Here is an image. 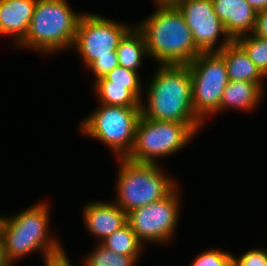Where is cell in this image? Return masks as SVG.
<instances>
[{
  "instance_id": "cell-1",
  "label": "cell",
  "mask_w": 267,
  "mask_h": 266,
  "mask_svg": "<svg viewBox=\"0 0 267 266\" xmlns=\"http://www.w3.org/2000/svg\"><path fill=\"white\" fill-rule=\"evenodd\" d=\"M146 86L147 103L141 115L147 119L189 124L196 132L203 122L195 115L188 65H158Z\"/></svg>"
},
{
  "instance_id": "cell-2",
  "label": "cell",
  "mask_w": 267,
  "mask_h": 266,
  "mask_svg": "<svg viewBox=\"0 0 267 266\" xmlns=\"http://www.w3.org/2000/svg\"><path fill=\"white\" fill-rule=\"evenodd\" d=\"M157 10L136 27L143 34L148 56L159 65H188L201 52L192 32L173 3H156Z\"/></svg>"
},
{
  "instance_id": "cell-3",
  "label": "cell",
  "mask_w": 267,
  "mask_h": 266,
  "mask_svg": "<svg viewBox=\"0 0 267 266\" xmlns=\"http://www.w3.org/2000/svg\"><path fill=\"white\" fill-rule=\"evenodd\" d=\"M49 207L38 203L11 217L0 219V238L7 261L13 266L15 260L32 252L48 254L63 245L59 240L49 237Z\"/></svg>"
},
{
  "instance_id": "cell-4",
  "label": "cell",
  "mask_w": 267,
  "mask_h": 266,
  "mask_svg": "<svg viewBox=\"0 0 267 266\" xmlns=\"http://www.w3.org/2000/svg\"><path fill=\"white\" fill-rule=\"evenodd\" d=\"M82 15L73 11L66 0H37L25 38L17 46L44 54L73 48Z\"/></svg>"
},
{
  "instance_id": "cell-5",
  "label": "cell",
  "mask_w": 267,
  "mask_h": 266,
  "mask_svg": "<svg viewBox=\"0 0 267 266\" xmlns=\"http://www.w3.org/2000/svg\"><path fill=\"white\" fill-rule=\"evenodd\" d=\"M117 159L120 167L115 203L125 213L164 199L177 188L174 180L157 164L138 163L127 158Z\"/></svg>"
},
{
  "instance_id": "cell-6",
  "label": "cell",
  "mask_w": 267,
  "mask_h": 266,
  "mask_svg": "<svg viewBox=\"0 0 267 266\" xmlns=\"http://www.w3.org/2000/svg\"><path fill=\"white\" fill-rule=\"evenodd\" d=\"M141 107L99 104L79 127L88 137L108 145L116 158H126L131 152Z\"/></svg>"
},
{
  "instance_id": "cell-7",
  "label": "cell",
  "mask_w": 267,
  "mask_h": 266,
  "mask_svg": "<svg viewBox=\"0 0 267 266\" xmlns=\"http://www.w3.org/2000/svg\"><path fill=\"white\" fill-rule=\"evenodd\" d=\"M196 131L189 125L174 121L140 117L134 145L126 157L138 163L158 164V157L175 154L190 142Z\"/></svg>"
},
{
  "instance_id": "cell-8",
  "label": "cell",
  "mask_w": 267,
  "mask_h": 266,
  "mask_svg": "<svg viewBox=\"0 0 267 266\" xmlns=\"http://www.w3.org/2000/svg\"><path fill=\"white\" fill-rule=\"evenodd\" d=\"M188 66L194 113L205 123L207 116L220 112V100L229 82L227 67L217 52L200 53Z\"/></svg>"
},
{
  "instance_id": "cell-9",
  "label": "cell",
  "mask_w": 267,
  "mask_h": 266,
  "mask_svg": "<svg viewBox=\"0 0 267 266\" xmlns=\"http://www.w3.org/2000/svg\"><path fill=\"white\" fill-rule=\"evenodd\" d=\"M130 26L98 14L83 13L79 20L73 46L88 67L99 58L113 57Z\"/></svg>"
},
{
  "instance_id": "cell-10",
  "label": "cell",
  "mask_w": 267,
  "mask_h": 266,
  "mask_svg": "<svg viewBox=\"0 0 267 266\" xmlns=\"http://www.w3.org/2000/svg\"><path fill=\"white\" fill-rule=\"evenodd\" d=\"M176 188L169 196L127 213V223L143 244L170 242L179 220L180 196Z\"/></svg>"
},
{
  "instance_id": "cell-11",
  "label": "cell",
  "mask_w": 267,
  "mask_h": 266,
  "mask_svg": "<svg viewBox=\"0 0 267 266\" xmlns=\"http://www.w3.org/2000/svg\"><path fill=\"white\" fill-rule=\"evenodd\" d=\"M173 4L183 15L201 53L219 52L233 41L215 14L212 0H176ZM222 35L224 39L216 48Z\"/></svg>"
},
{
  "instance_id": "cell-12",
  "label": "cell",
  "mask_w": 267,
  "mask_h": 266,
  "mask_svg": "<svg viewBox=\"0 0 267 266\" xmlns=\"http://www.w3.org/2000/svg\"><path fill=\"white\" fill-rule=\"evenodd\" d=\"M212 3L215 14L233 41L254 32L257 11L246 0H212Z\"/></svg>"
},
{
  "instance_id": "cell-13",
  "label": "cell",
  "mask_w": 267,
  "mask_h": 266,
  "mask_svg": "<svg viewBox=\"0 0 267 266\" xmlns=\"http://www.w3.org/2000/svg\"><path fill=\"white\" fill-rule=\"evenodd\" d=\"M83 219L88 232L100 238L113 234L127 223L125 213L116 203L90 202L83 208Z\"/></svg>"
},
{
  "instance_id": "cell-14",
  "label": "cell",
  "mask_w": 267,
  "mask_h": 266,
  "mask_svg": "<svg viewBox=\"0 0 267 266\" xmlns=\"http://www.w3.org/2000/svg\"><path fill=\"white\" fill-rule=\"evenodd\" d=\"M37 0H0V35L14 36L18 45L28 31Z\"/></svg>"
},
{
  "instance_id": "cell-15",
  "label": "cell",
  "mask_w": 267,
  "mask_h": 266,
  "mask_svg": "<svg viewBox=\"0 0 267 266\" xmlns=\"http://www.w3.org/2000/svg\"><path fill=\"white\" fill-rule=\"evenodd\" d=\"M217 53L225 61L230 81H248L264 84L263 81L266 77L236 41H232Z\"/></svg>"
},
{
  "instance_id": "cell-16",
  "label": "cell",
  "mask_w": 267,
  "mask_h": 266,
  "mask_svg": "<svg viewBox=\"0 0 267 266\" xmlns=\"http://www.w3.org/2000/svg\"><path fill=\"white\" fill-rule=\"evenodd\" d=\"M263 84L248 81H230L220 100V111L232 107L241 111H252L262 101Z\"/></svg>"
},
{
  "instance_id": "cell-17",
  "label": "cell",
  "mask_w": 267,
  "mask_h": 266,
  "mask_svg": "<svg viewBox=\"0 0 267 266\" xmlns=\"http://www.w3.org/2000/svg\"><path fill=\"white\" fill-rule=\"evenodd\" d=\"M116 53L119 66L138 71L148 51L144 36L136 26L131 27L120 40Z\"/></svg>"
},
{
  "instance_id": "cell-18",
  "label": "cell",
  "mask_w": 267,
  "mask_h": 266,
  "mask_svg": "<svg viewBox=\"0 0 267 266\" xmlns=\"http://www.w3.org/2000/svg\"><path fill=\"white\" fill-rule=\"evenodd\" d=\"M94 84L99 104L141 107V101L127 89V85L112 84L105 77L95 80Z\"/></svg>"
},
{
  "instance_id": "cell-19",
  "label": "cell",
  "mask_w": 267,
  "mask_h": 266,
  "mask_svg": "<svg viewBox=\"0 0 267 266\" xmlns=\"http://www.w3.org/2000/svg\"><path fill=\"white\" fill-rule=\"evenodd\" d=\"M99 243L117 254L128 256H140L143 250L142 243L128 223Z\"/></svg>"
},
{
  "instance_id": "cell-20",
  "label": "cell",
  "mask_w": 267,
  "mask_h": 266,
  "mask_svg": "<svg viewBox=\"0 0 267 266\" xmlns=\"http://www.w3.org/2000/svg\"><path fill=\"white\" fill-rule=\"evenodd\" d=\"M84 260V266H134L141 256L117 254L100 243Z\"/></svg>"
},
{
  "instance_id": "cell-21",
  "label": "cell",
  "mask_w": 267,
  "mask_h": 266,
  "mask_svg": "<svg viewBox=\"0 0 267 266\" xmlns=\"http://www.w3.org/2000/svg\"><path fill=\"white\" fill-rule=\"evenodd\" d=\"M267 79V39L251 34L235 40Z\"/></svg>"
},
{
  "instance_id": "cell-22",
  "label": "cell",
  "mask_w": 267,
  "mask_h": 266,
  "mask_svg": "<svg viewBox=\"0 0 267 266\" xmlns=\"http://www.w3.org/2000/svg\"><path fill=\"white\" fill-rule=\"evenodd\" d=\"M139 75L138 71H133L118 65L105 78L111 81L112 84L127 85V89L142 102V91L144 90L141 88L142 83Z\"/></svg>"
},
{
  "instance_id": "cell-23",
  "label": "cell",
  "mask_w": 267,
  "mask_h": 266,
  "mask_svg": "<svg viewBox=\"0 0 267 266\" xmlns=\"http://www.w3.org/2000/svg\"><path fill=\"white\" fill-rule=\"evenodd\" d=\"M233 254L223 250L210 249L197 255L190 266H233Z\"/></svg>"
},
{
  "instance_id": "cell-24",
  "label": "cell",
  "mask_w": 267,
  "mask_h": 266,
  "mask_svg": "<svg viewBox=\"0 0 267 266\" xmlns=\"http://www.w3.org/2000/svg\"><path fill=\"white\" fill-rule=\"evenodd\" d=\"M233 266H267V250L251 249L243 253L240 257L232 258Z\"/></svg>"
},
{
  "instance_id": "cell-25",
  "label": "cell",
  "mask_w": 267,
  "mask_h": 266,
  "mask_svg": "<svg viewBox=\"0 0 267 266\" xmlns=\"http://www.w3.org/2000/svg\"><path fill=\"white\" fill-rule=\"evenodd\" d=\"M118 64L117 53L113 57L99 58L93 61L88 68L95 74V79L105 77L112 71Z\"/></svg>"
},
{
  "instance_id": "cell-26",
  "label": "cell",
  "mask_w": 267,
  "mask_h": 266,
  "mask_svg": "<svg viewBox=\"0 0 267 266\" xmlns=\"http://www.w3.org/2000/svg\"><path fill=\"white\" fill-rule=\"evenodd\" d=\"M43 257L45 266H72V263L68 256H66L63 247L51 253L45 254Z\"/></svg>"
},
{
  "instance_id": "cell-27",
  "label": "cell",
  "mask_w": 267,
  "mask_h": 266,
  "mask_svg": "<svg viewBox=\"0 0 267 266\" xmlns=\"http://www.w3.org/2000/svg\"><path fill=\"white\" fill-rule=\"evenodd\" d=\"M254 35L267 39V10L257 12Z\"/></svg>"
},
{
  "instance_id": "cell-28",
  "label": "cell",
  "mask_w": 267,
  "mask_h": 266,
  "mask_svg": "<svg viewBox=\"0 0 267 266\" xmlns=\"http://www.w3.org/2000/svg\"><path fill=\"white\" fill-rule=\"evenodd\" d=\"M257 12L267 10V0H246Z\"/></svg>"
},
{
  "instance_id": "cell-29",
  "label": "cell",
  "mask_w": 267,
  "mask_h": 266,
  "mask_svg": "<svg viewBox=\"0 0 267 266\" xmlns=\"http://www.w3.org/2000/svg\"><path fill=\"white\" fill-rule=\"evenodd\" d=\"M0 266H12L6 259L5 253H4V248H3V243L0 238Z\"/></svg>"
},
{
  "instance_id": "cell-30",
  "label": "cell",
  "mask_w": 267,
  "mask_h": 266,
  "mask_svg": "<svg viewBox=\"0 0 267 266\" xmlns=\"http://www.w3.org/2000/svg\"><path fill=\"white\" fill-rule=\"evenodd\" d=\"M154 3H174L176 0H153Z\"/></svg>"
}]
</instances>
